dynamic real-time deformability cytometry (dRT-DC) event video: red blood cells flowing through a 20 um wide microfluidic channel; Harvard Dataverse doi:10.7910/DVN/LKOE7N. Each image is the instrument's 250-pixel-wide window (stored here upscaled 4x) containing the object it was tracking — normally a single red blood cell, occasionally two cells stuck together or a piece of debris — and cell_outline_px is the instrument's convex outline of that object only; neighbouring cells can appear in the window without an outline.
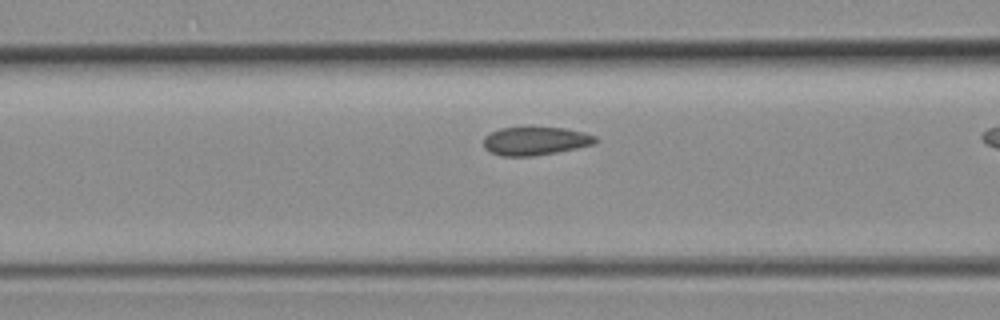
{"species": "common noctule bat (a hibernating species)", "species_latin": "Nyctalus noctula", "temperature_condition": "room temperature", "stored_images_in_passage": 8, "camera_frame_rate_fps": 3000, "um_per_image_px": 0.085, "animal": {"sex": "female", "body_mass_g": 19.3, "forearm_length_mm": 54.1}, "frame": {"image": 1, "passage_image": 6, "time_ms": 6.0, "image_size_px": [1000, 320], "cell_outline_px": [[596, 144], [556, 152], [532, 156], [500, 156], [484, 148], [484, 136], [500, 128], [564, 128], [584, 132], [596, 136]], "centroid_in_image_um": [45.51, 11.99], "position_along_channel_um": 121.1, "area_um2": 18.26}}